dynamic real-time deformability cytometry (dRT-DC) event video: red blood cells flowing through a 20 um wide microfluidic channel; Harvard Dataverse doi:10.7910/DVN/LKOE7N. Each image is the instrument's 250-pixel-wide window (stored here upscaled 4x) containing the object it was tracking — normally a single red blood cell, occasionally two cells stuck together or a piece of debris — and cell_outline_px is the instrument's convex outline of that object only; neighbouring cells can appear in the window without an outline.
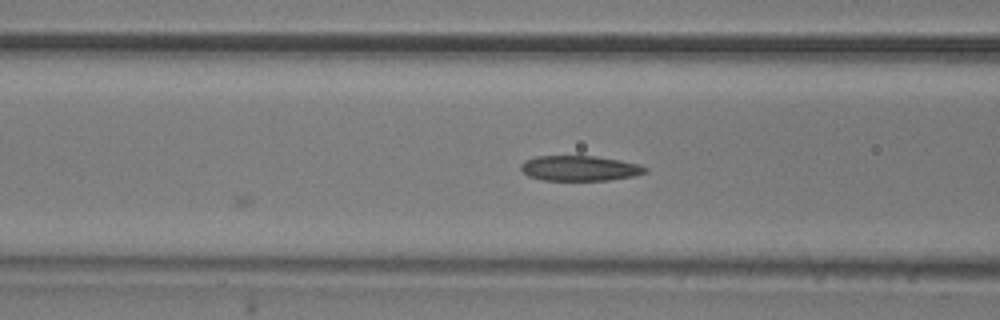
{"species": "common noctule bat (a hibernating species)", "species_latin": "Nyctalus noctula", "temperature_condition": "room temperature", "stored_images_in_passage": 21, "camera_frame_rate_fps": 3000, "um_per_image_px": 0.085, "animal": {"sex": "male", "body_mass_g": 20.5, "forearm_length_mm": 52.5}, "frame": {"image": 1, "passage_image": 21, "time_ms": 6.667, "image_size_px": [1000, 320], "cell_outline_px": [[648, 172], [636, 176], [608, 180], [544, 180], [528, 176], [520, 168], [520, 164], [524, 160], [536, 156], [596, 156], [620, 160], [640, 164], [648, 168]], "centroid_in_image_um": [49.3, 14.3], "position_along_channel_um": 117.3, "area_um2": 18.44}}